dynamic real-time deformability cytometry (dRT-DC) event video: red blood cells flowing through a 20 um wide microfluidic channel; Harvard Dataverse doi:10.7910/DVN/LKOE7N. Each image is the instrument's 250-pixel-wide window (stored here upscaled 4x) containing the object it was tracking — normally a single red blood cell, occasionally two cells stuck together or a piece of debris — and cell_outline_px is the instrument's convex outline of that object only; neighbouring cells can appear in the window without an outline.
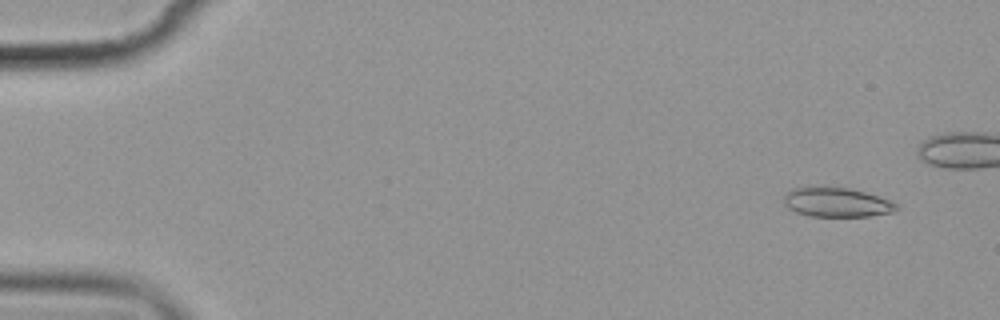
{"species": "common noctule bat (a hibernating species)", "species_latin": "Nyctalus noctula", "temperature_condition": "cold", "stored_images_in_passage": 11, "camera_frame_rate_fps": 3000, "um_per_image_px": 0.085, "animal": {"sex": "female", "body_mass_g": 19.9}, "frame": {"image": 1, "passage_image": 1, "time_ms": 0.0, "image_size_px": [1000, 320], "cell_outline_px": [[900, 208], [892, 212], [868, 216], [808, 216], [796, 212], [788, 208], [784, 204], [784, 192], [792, 188], [808, 184], [848, 188], [880, 196], [892, 200]], "centroid_in_image_um": [71.05, 17.15], "position_along_channel_um": 13.9, "area_um2": 19.94}}
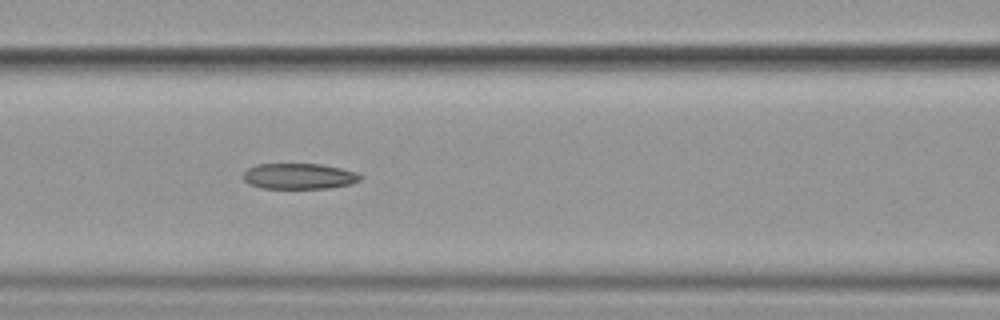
{"frame": {"image": 2, "passage_image": 7, "time_ms": 7.0, "image_size_px": [1000, 320], "cell_outline_px": [[364, 176], [360, 180], [352, 184], [332, 188], [260, 188], [248, 184], [244, 180], [244, 172], [248, 168], [256, 164], [320, 164], [340, 168], [356, 172]], "centroid_in_image_um": [25.44, 14.98], "position_along_channel_um": 141.2, "area_um2": 17.69}}
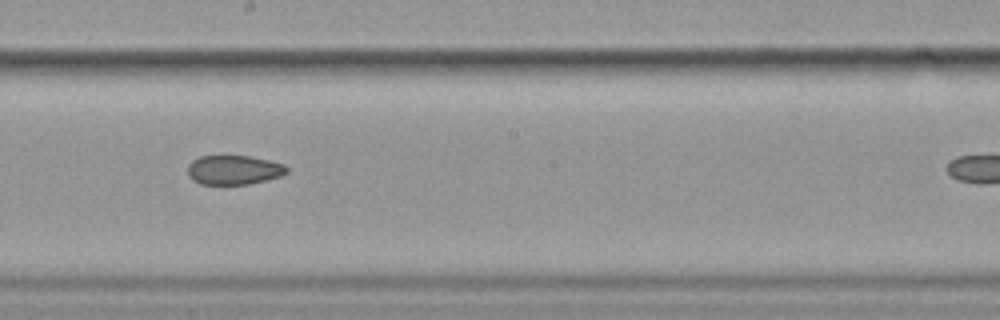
{"frame": {"image": 3, "passage_image": 10, "time_ms": 11.333, "image_size_px": [1000, 320], "cell_outline_px": [[288, 172], [280, 176], [248, 184], [200, 184], [192, 180], [188, 176], [188, 164], [192, 160], [200, 156], [252, 156], [284, 164], [288, 168]], "centroid_in_image_um": [19.85, 14.44], "position_along_channel_um": 228.3, "area_um2": 16.94}}